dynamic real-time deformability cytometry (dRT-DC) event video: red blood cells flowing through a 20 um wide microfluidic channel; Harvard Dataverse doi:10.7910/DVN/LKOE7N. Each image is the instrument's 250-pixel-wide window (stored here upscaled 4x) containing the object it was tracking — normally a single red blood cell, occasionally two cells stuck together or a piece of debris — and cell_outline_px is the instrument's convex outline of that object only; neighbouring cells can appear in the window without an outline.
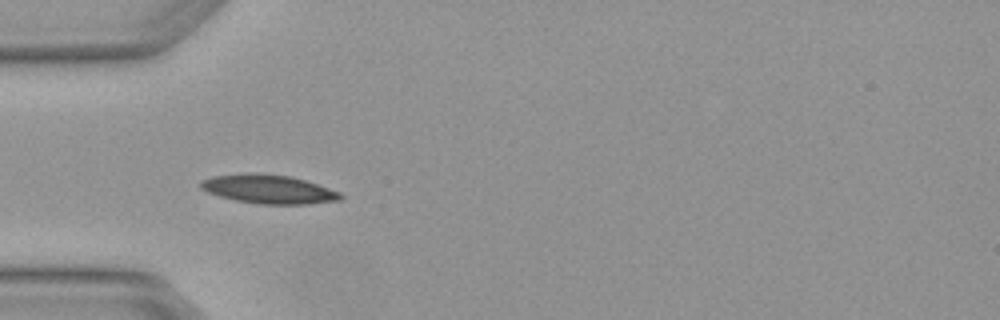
{"species": "Egyptian fruit bat (a non-hibernating species)", "species_latin": "Rousettus aegyptiacus", "temperature_condition": "warm", "stored_images_in_passage": 3, "camera_frame_rate_fps": 3000, "um_per_image_px": 0.085, "animal": {"sex": "female"}, "frame": {"image": 1, "passage_image": 1, "time_ms": 0.0, "image_size_px": [1000, 320], "cell_outline_px": [[344, 196], [340, 200], [308, 204], [260, 204], [236, 200], [220, 196], [208, 192], [200, 188], [200, 180], [212, 176], [248, 172], [252, 172], [288, 176], [304, 180], [340, 192]], "centroid_in_image_um": [22.8, 16.07], "position_along_channel_um": 62.2, "area_um2": 23.41}}
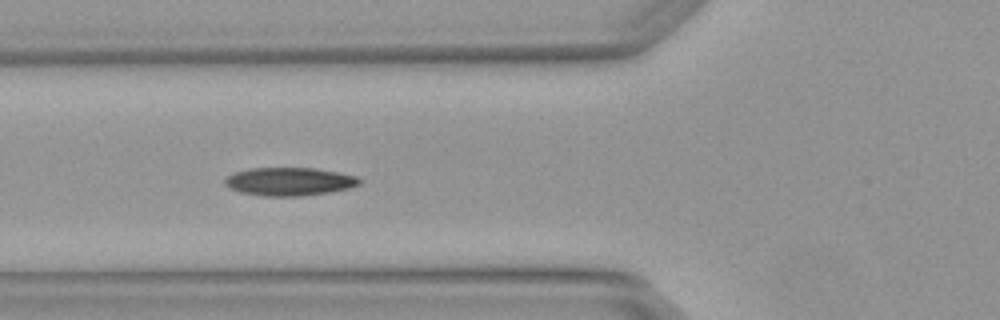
{"frame": {"image": 2, "passage_image": 2, "time_ms": 0.333, "image_size_px": [1000, 320], "cell_outline_px": [[364, 180], [360, 184], [348, 188], [328, 192], [300, 196], [264, 196], [240, 192], [224, 184], [224, 180], [228, 176], [236, 172], [248, 168], [316, 168], [340, 172], [356, 176]], "centroid_in_image_um": [24.63, 15.42], "position_along_channel_um": 101.2, "area_um2": 22.08}}